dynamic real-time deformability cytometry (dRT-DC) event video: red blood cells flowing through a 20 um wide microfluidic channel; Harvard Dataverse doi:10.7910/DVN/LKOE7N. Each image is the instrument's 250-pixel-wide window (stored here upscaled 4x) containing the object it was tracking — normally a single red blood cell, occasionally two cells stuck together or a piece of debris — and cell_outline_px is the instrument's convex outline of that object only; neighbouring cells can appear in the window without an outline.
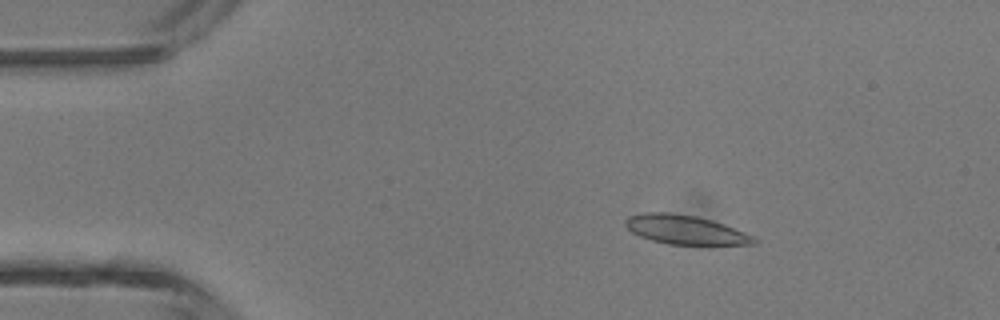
{"species": "common noctule bat (a hibernating species)", "species_latin": "Nyctalus noctula", "temperature_condition": "room temperature", "stored_images_in_passage": 5, "camera_frame_rate_fps": 3000, "um_per_image_px": 0.085, "animal": {"sex": "male", "body_mass_g": 13.3}, "frame": {"image": 1, "passage_image": 2, "time_ms": 0.333, "image_size_px": [1000, 320], "cell_outline_px": [[760, 240], [756, 244], [668, 244], [652, 240], [640, 236], [632, 232], [624, 224], [624, 220], [628, 216], [644, 212], [668, 212], [696, 216], [712, 220], [724, 224], [744, 232]], "centroid_in_image_um": [58.23, 19.51], "position_along_channel_um": 26.8, "area_um2": 21.68}}
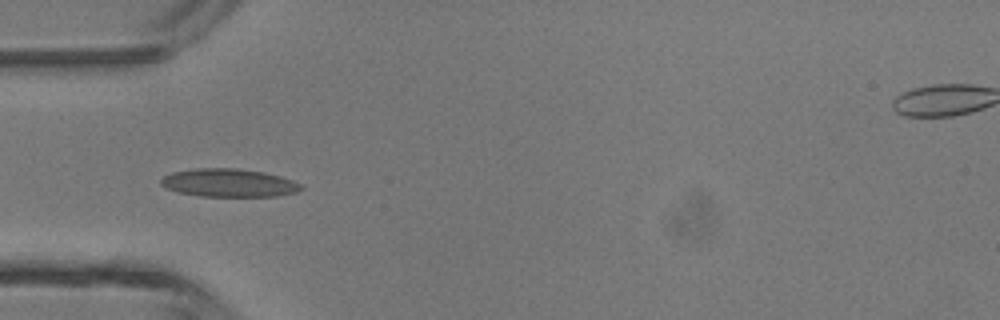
{"frame": {"image": 2, "passage_image": 4, "time_ms": 1.0, "image_size_px": [1000, 320], "cell_outline_px": [[304, 188], [296, 192], [280, 196], [200, 196], [176, 192], [160, 184], [160, 180], [164, 176], [172, 172], [196, 168], [236, 168], [264, 172], [280, 176], [292, 180], [300, 184]], "centroid_in_image_um": [19.45, 15.54], "position_along_channel_um": 65.5, "area_um2": 23.0}}
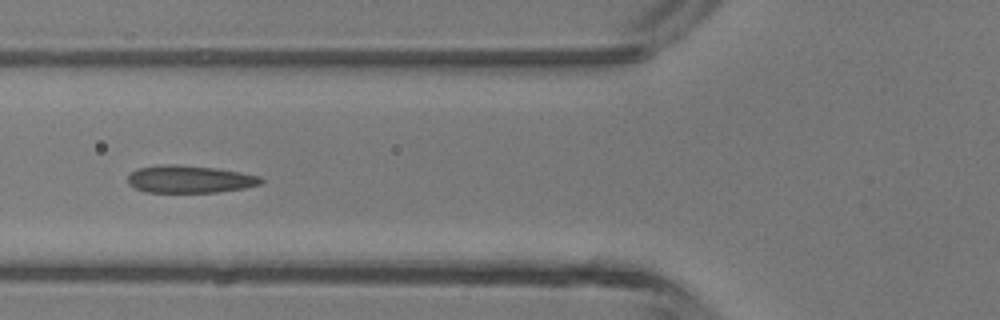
{"frame": {"image": 3, "passage_image": 5, "time_ms": 1.333, "image_size_px": [1000, 320], "cell_outline_px": [[264, 180], [260, 184], [244, 188], [216, 192], [144, 192], [128, 184], [128, 176], [136, 168], [172, 164], [176, 164], [216, 168], [240, 172], [260, 176]], "centroid_in_image_um": [16.12, 15.23], "position_along_channel_um": 109.7, "area_um2": 21.21}}